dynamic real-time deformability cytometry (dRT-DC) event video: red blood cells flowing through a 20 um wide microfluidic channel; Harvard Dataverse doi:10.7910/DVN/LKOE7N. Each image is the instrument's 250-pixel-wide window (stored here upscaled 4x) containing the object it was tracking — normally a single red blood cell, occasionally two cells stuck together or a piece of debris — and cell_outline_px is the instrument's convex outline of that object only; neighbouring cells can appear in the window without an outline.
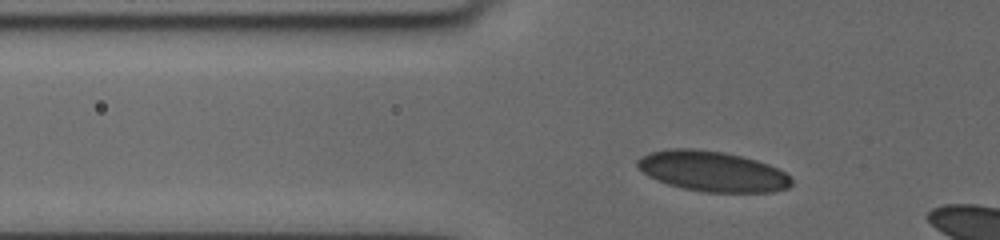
{"species": "human", "species_latin": "Homo sapiens", "temperature_condition": "cold", "stored_images_in_passage": 38, "camera_frame_rate_fps": 3000, "um_per_image_px": 0.085, "donor": {"sex": "female"}, "frame": {"image": 1, "passage_image": 7, "time_ms": 2.0, "image_size_px": [1000, 240], "cell_outline_px": [[792, 184], [788, 188], [772, 192], [704, 192], [684, 188], [668, 184], [656, 180], [648, 176], [636, 164], [636, 160], [652, 152], [672, 148], [692, 148], [724, 152], [756, 160], [768, 164], [784, 172], [792, 180]], "centroid_in_image_um": [60.56, 14.56], "position_along_channel_um": 65.2, "area_um2": 35.95}}
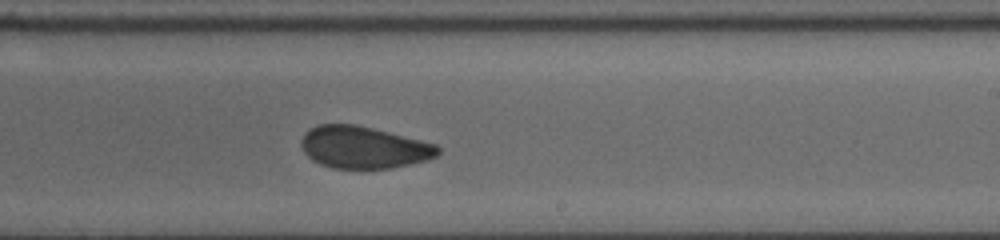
{"frame": {"image": 2, "passage_image": 24, "time_ms": 7.667, "image_size_px": [1000, 240], "cell_outline_px": [[440, 152], [436, 156], [428, 160], [412, 164], [392, 168], [332, 168], [320, 164], [312, 160], [304, 152], [300, 144], [300, 140], [304, 132], [320, 124], [356, 124], [436, 144], [440, 148]], "centroid_in_image_um": [30.9, 12.53], "position_along_channel_um": 258.1, "area_um2": 33.52}}
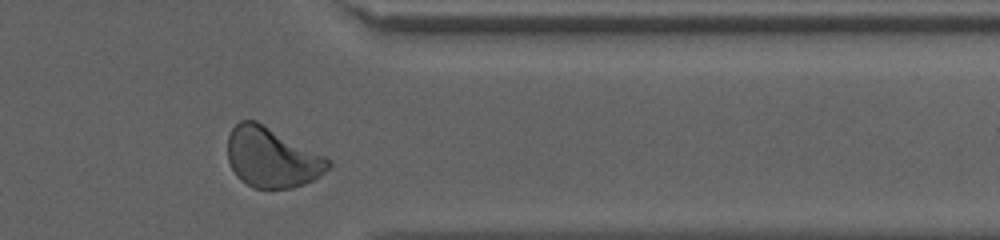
{"frame": {"image": 3, "passage_image": 35, "time_ms": 11.333, "image_size_px": [1000, 240], "cell_outline_px": [[332, 164], [324, 172], [312, 180], [304, 184], [292, 188], [252, 188], [240, 180], [236, 176], [228, 160], [228, 136], [232, 128], [240, 120], [256, 120], [332, 160]], "centroid_in_image_um": [23.09, 13.39], "position_along_channel_um": 388.3, "area_um2": 35.03}, "authors_computed_cell_mechanics": {"area_um2": 34.8823, "velocity_mm_per_s": 3.6236, "shape_relaxation_time_tau1_ms": 9.5373, "shape_relaxation_time_tau2_ms": 1.479, "deformation_change_tau1": 0.147, "deformation_change_tau2": 0.0738}}